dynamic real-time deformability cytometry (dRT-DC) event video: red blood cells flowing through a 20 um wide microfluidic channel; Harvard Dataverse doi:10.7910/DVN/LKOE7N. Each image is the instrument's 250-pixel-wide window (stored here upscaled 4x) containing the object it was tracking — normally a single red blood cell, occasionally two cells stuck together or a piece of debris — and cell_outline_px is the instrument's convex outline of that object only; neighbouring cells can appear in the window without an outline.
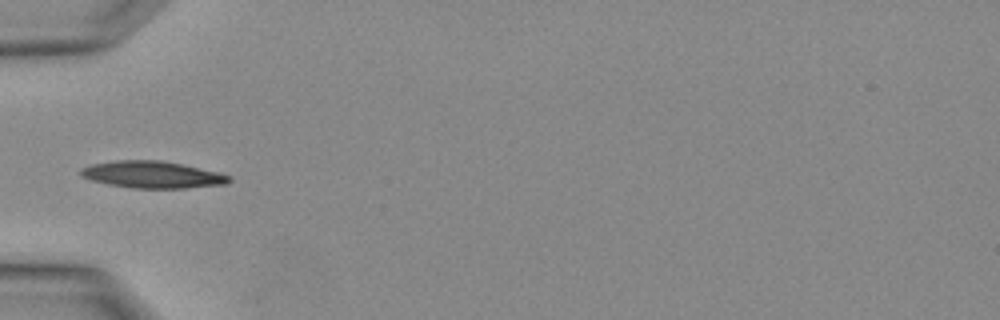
{"species": "Egyptian fruit bat (a non-hibernating species)", "species_latin": "Rousettus aegyptiacus", "temperature_condition": "warm", "stored_images_in_passage": 5, "camera_frame_rate_fps": 3000, "um_per_image_px": 0.085, "animal": {"sex": "female"}, "frame": {"image": 1, "passage_image": 5, "time_ms": 1.333, "image_size_px": [1000, 320], "cell_outline_px": [[232, 180], [228, 184], [184, 188], [132, 188], [108, 184], [88, 180], [80, 176], [80, 172], [84, 168], [92, 164], [116, 160], [160, 160], [184, 164], [220, 172], [232, 176]], "centroid_in_image_um": [13.0, 14.84], "position_along_channel_um": 72.0, "area_um2": 23.52}}